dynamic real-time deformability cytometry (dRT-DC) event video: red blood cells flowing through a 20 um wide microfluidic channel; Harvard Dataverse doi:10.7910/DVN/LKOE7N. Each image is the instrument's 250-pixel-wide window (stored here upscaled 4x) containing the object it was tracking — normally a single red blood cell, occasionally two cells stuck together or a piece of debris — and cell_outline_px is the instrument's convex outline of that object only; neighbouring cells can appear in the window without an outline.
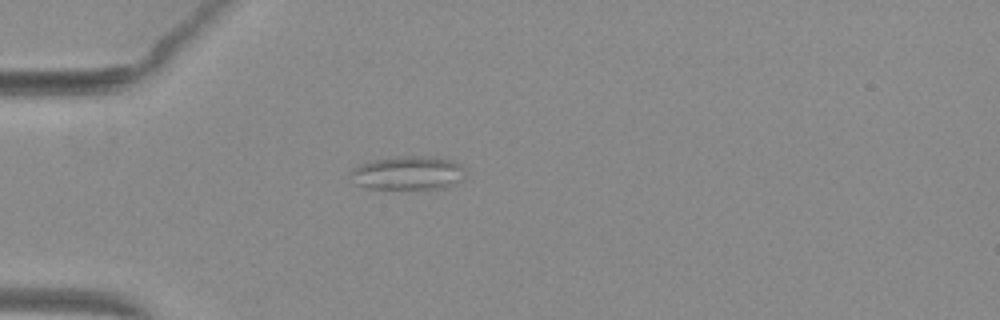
{"species": "common noctule bat (a hibernating species)", "species_latin": "Nyctalus noctula", "temperature_condition": "warm", "stored_images_in_passage": 38, "camera_frame_rate_fps": 3000, "um_per_image_px": 0.085, "animal": {"sex": "female", "body_mass_g": 29.2, "forearm_length_mm": 56.3}, "frame": {"image": 1, "passage_image": 1, "time_ms": 0.0, "image_size_px": [1000, 320], "cell_outline_px": [[468, 172], [460, 180], [444, 188], [368, 188], [356, 184], [352, 172], [352, 168], [360, 164], [376, 160], [412, 156], [432, 156], [452, 160], [460, 164]], "centroid_in_image_um": [34.75, 14.7], "position_along_channel_um": 50.2, "area_um2": 22.08}}
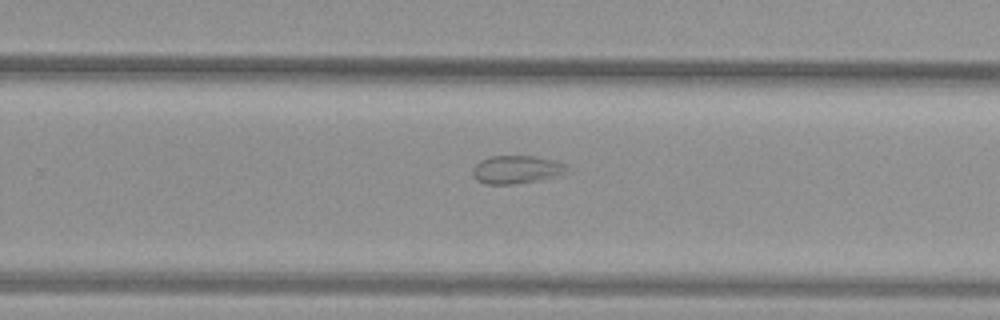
{"frame": {"image": 2, "passage_image": 20, "time_ms": 6.333, "image_size_px": [1000, 320], "cell_outline_px": [[568, 164], [564, 172], [560, 176], [540, 180], [516, 184], [484, 184], [476, 180], [472, 176], [472, 168], [480, 160], [492, 156], [536, 156]], "centroid_in_image_um": [43.88, 14.42], "position_along_channel_um": 285.9, "area_um2": 15.61}}
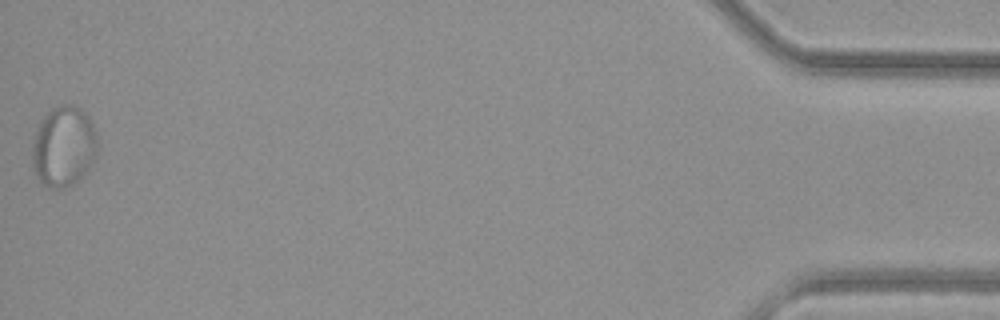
{"frame": {"image": 3, "passage_image": 38, "time_ms": 12.333, "image_size_px": [1000, 320], "cell_outline_px": [[96, 160], [72, 184], [64, 188], [48, 188], [36, 176], [32, 168], [32, 144], [36, 132], [44, 116], [52, 108], [60, 104], [76, 104], [88, 116], [96, 132]], "centroid_in_image_um": [5.4, 12.43], "position_along_channel_um": 429.8, "area_um2": 30.58}}